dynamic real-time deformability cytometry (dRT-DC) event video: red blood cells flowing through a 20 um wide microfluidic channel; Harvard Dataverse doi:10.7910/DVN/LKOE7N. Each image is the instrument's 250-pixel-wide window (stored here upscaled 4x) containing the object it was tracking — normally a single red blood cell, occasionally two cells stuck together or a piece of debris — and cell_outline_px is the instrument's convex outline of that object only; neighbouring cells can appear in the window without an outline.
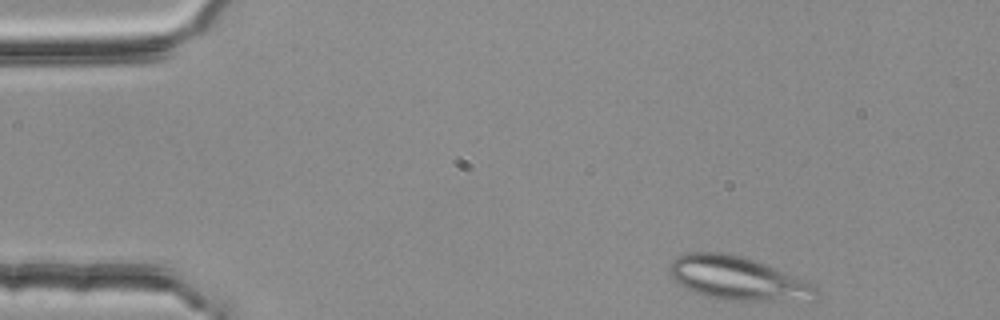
{"species": "common noctule bat (a hibernating species)", "species_latin": "Nyctalus noctula", "temperature_condition": "room temperature", "stored_images_in_passage": 2, "camera_frame_rate_fps": 3000, "um_per_image_px": 0.085, "animal": {"sex": "female", "body_mass_g": 25.1}, "frame": {"image": 1, "passage_image": 1, "time_ms": 0.0, "image_size_px": [1000, 320], "cell_outline_px": [[816, 300], [812, 304], [724, 300], [704, 296], [692, 292], [684, 288], [668, 276], [668, 268], [672, 260], [676, 256], [688, 252], [724, 252], [740, 256], [764, 264], [808, 280], [816, 284]], "centroid_in_image_um": [62.79, 23.73], "position_along_channel_um": 22.2, "area_um2": 38.78}}